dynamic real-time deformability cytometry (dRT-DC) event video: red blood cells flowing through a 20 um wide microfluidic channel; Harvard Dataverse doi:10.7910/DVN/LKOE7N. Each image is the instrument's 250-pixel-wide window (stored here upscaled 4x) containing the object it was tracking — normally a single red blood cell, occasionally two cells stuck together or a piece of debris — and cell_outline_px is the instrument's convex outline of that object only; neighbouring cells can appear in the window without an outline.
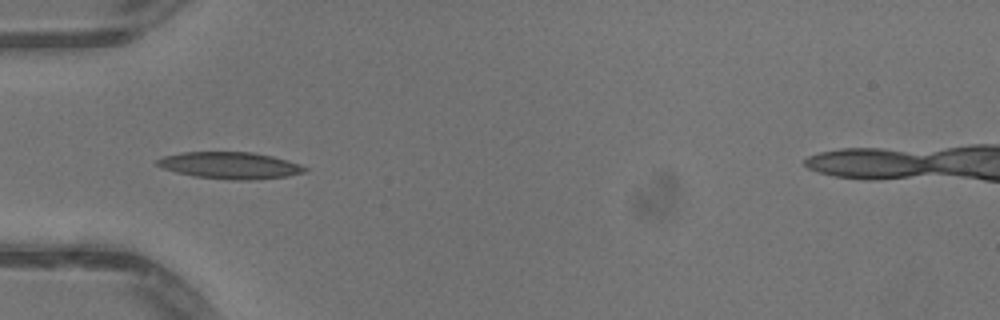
{"species": "common noctule bat (a hibernating species)", "species_latin": "Nyctalus noctula", "temperature_condition": "warm", "stored_images_in_passage": 51, "camera_frame_rate_fps": 3000, "um_per_image_px": 0.085, "animal": {"sex": "male", "body_mass_g": 13.3}, "frame": {"image": 1, "passage_image": 17, "time_ms": 5.333, "image_size_px": [1000, 320], "cell_outline_px": [[308, 172], [288, 176], [248, 180], [232, 180], [196, 176], [176, 172], [164, 168], [156, 164], [156, 160], [164, 156], [184, 152], [252, 152], [272, 156], [288, 160], [300, 164], [308, 168]], "centroid_in_image_um": [19.61, 14.06], "position_along_channel_um": 65.4, "area_um2": 22.95}}
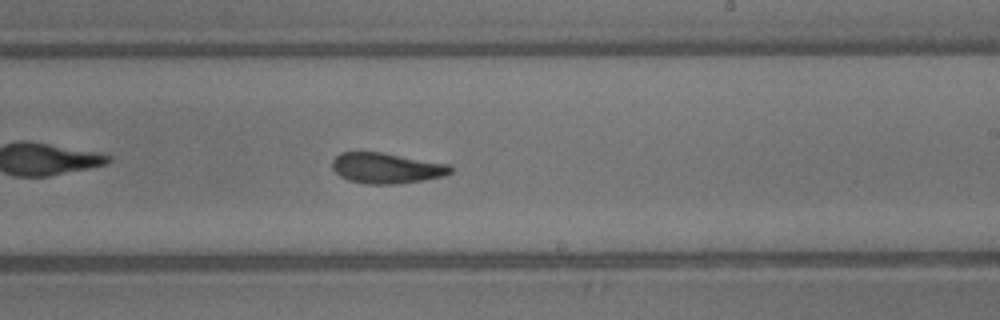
{"frame": {"image": 2, "passage_image": 31, "time_ms": 10.0, "image_size_px": [1000, 320], "cell_outline_px": [[452, 172], [444, 176], [396, 184], [364, 184], [348, 180], [340, 176], [332, 168], [332, 160], [340, 152], [380, 152], [448, 164], [452, 168]], "centroid_in_image_um": [32.81, 14.29], "position_along_channel_um": 256.2, "area_um2": 20.92}}
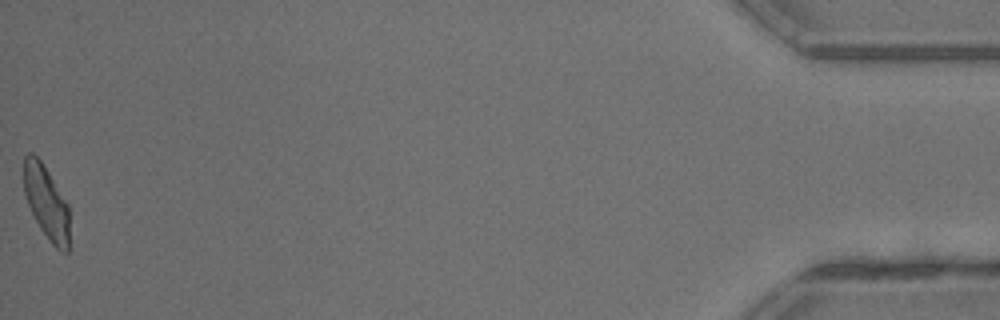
{"frame": {"image": 3, "passage_image": 51, "time_ms": 16.667, "image_size_px": [1000, 320], "cell_outline_px": [[68, 252], [60, 252], [52, 244], [40, 228], [28, 204], [24, 192], [24, 156], [28, 152], [32, 152], [40, 160], [48, 172], [68, 204]], "centroid_in_image_um": [3.93, 17.2], "position_along_channel_um": 431.3, "area_um2": 19.19}, "authors_computed_cell_mechanics": {"area_um2": 21.1548, "velocity_mm_per_s": 4.1103, "shape_relaxation_time_tau1_ms": 8.1346, "shape_relaxation_time_tau2_ms": 2.2335, "deformation_change_tau1": 0.2107, "deformation_change_tau2": 0.1049}}